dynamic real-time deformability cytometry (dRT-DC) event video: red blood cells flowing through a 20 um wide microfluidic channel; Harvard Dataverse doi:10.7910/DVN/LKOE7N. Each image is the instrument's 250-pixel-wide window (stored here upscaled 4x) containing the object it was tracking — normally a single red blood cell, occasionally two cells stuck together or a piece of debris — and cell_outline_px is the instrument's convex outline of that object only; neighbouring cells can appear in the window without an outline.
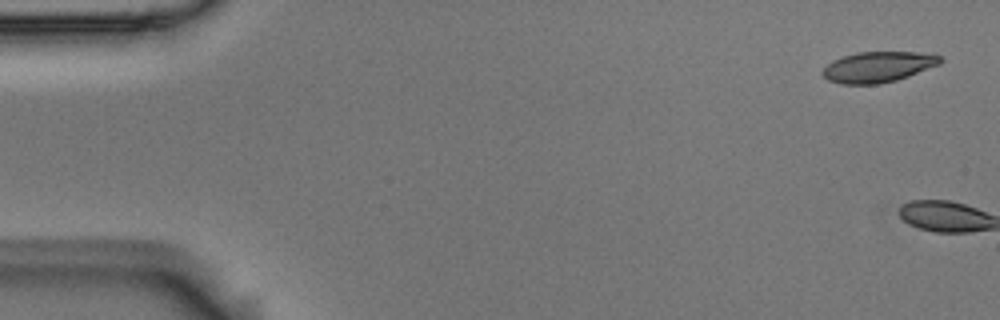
{"species": "Egyptian fruit bat (a non-hibernating species)", "species_latin": "Rousettus aegyptiacus", "temperature_condition": "room temperature", "stored_images_in_passage": 5, "camera_frame_rate_fps": 3000, "um_per_image_px": 0.085, "animal": {"sex": "male"}, "frame": {"image": 1, "passage_image": 1, "time_ms": 0.0, "image_size_px": [1000, 320], "cell_outline_px": [[944, 60], [940, 64], [908, 76], [896, 80], [880, 84], [840, 84], [828, 80], [820, 72], [832, 60], [856, 52], [916, 52], [940, 56]], "centroid_in_image_um": [74.61, 5.69], "position_along_channel_um": 10.4, "area_um2": 20.98}}
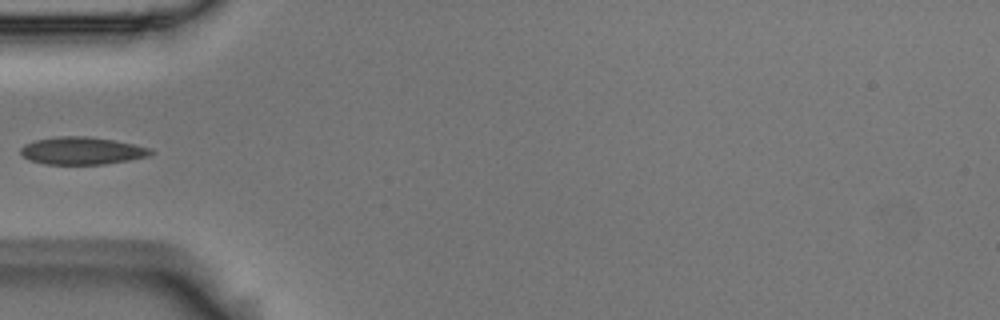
{"frame": {"image": 2, "passage_image": 5, "time_ms": 1.333, "image_size_px": [1000, 320], "cell_outline_px": [[156, 152], [148, 156], [128, 160], [104, 164], [44, 164], [28, 160], [20, 152], [20, 148], [24, 144], [36, 140], [60, 136], [88, 136], [112, 140], [152, 148]], "centroid_in_image_um": [6.96, 12.81], "position_along_channel_um": 78.0, "area_um2": 20.81}}